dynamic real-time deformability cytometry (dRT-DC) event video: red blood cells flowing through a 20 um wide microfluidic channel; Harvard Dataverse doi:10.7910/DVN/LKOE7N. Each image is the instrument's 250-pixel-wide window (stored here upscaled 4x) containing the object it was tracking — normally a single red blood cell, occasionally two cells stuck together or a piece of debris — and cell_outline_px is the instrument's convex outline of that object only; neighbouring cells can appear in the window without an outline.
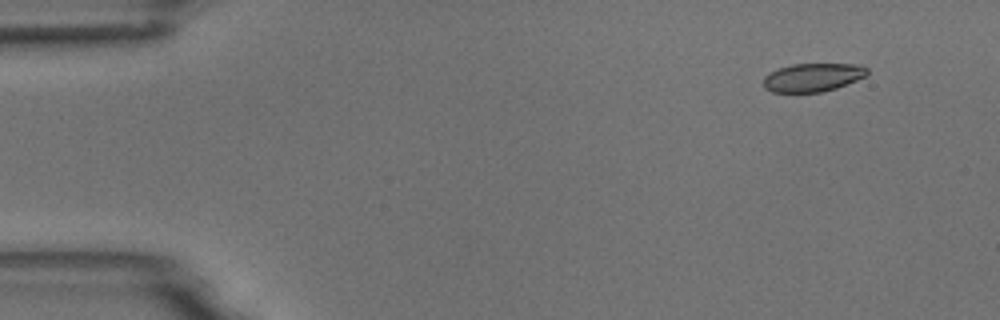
{"species": "common noctule bat (a hibernating species)", "species_latin": "Nyctalus noctula", "temperature_condition": "room temperature", "stored_images_in_passage": 5, "camera_frame_rate_fps": 3000, "um_per_image_px": 0.085, "animal": {"sex": "male", "body_mass_g": 18.8}, "frame": {"image": 1, "passage_image": 2, "time_ms": 1.0, "image_size_px": [1000, 320], "cell_outline_px": [[868, 72], [864, 76], [856, 80], [836, 88], [820, 92], [772, 92], [764, 88], [764, 76], [776, 68], [792, 64], [860, 64], [868, 68]], "centroid_in_image_um": [69.06, 6.57], "position_along_channel_um": 15.9, "area_um2": 17.17}}
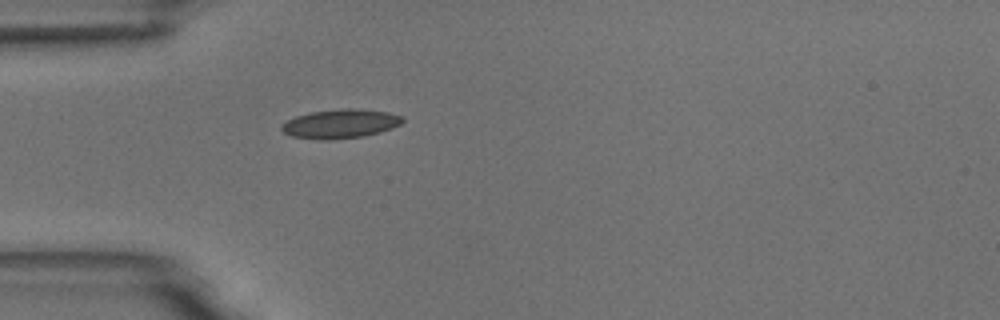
{"frame": {"image": 2, "passage_image": 5, "time_ms": 4.667, "image_size_px": [1000, 320], "cell_outline_px": [[404, 120], [400, 124], [392, 128], [380, 132], [364, 136], [328, 140], [320, 140], [292, 136], [284, 132], [280, 128], [280, 124], [296, 116], [312, 112], [340, 108], [356, 108], [388, 112], [404, 116]], "centroid_in_image_um": [28.94, 10.51], "position_along_channel_um": 56.1, "area_um2": 20.58}}